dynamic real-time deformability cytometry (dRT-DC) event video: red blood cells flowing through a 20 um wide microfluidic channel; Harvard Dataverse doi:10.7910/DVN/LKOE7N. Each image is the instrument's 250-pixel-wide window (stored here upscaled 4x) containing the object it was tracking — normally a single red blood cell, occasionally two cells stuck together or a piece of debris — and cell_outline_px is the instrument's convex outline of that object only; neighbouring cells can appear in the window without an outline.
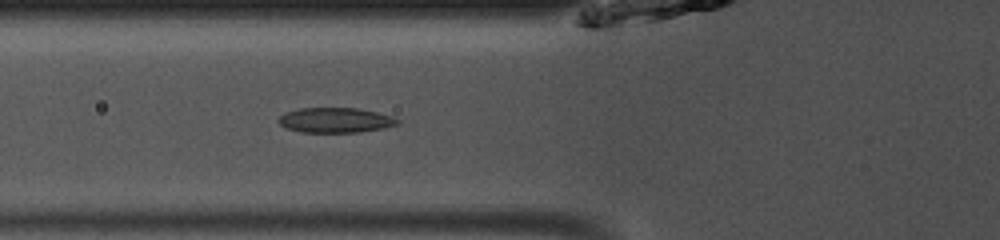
{"species": "common noctule bat (a hibernating species)", "species_latin": "Nyctalus noctula", "temperature_condition": "room temperature", "stored_images_in_passage": 48, "camera_frame_rate_fps": 3000, "um_per_image_px": 0.085, "animal": {"sex": "male", "body_mass_g": 13.0, "forearm_length_mm": 53.1}, "frame": {"image": 1, "passage_image": 19, "time_ms": 6.0, "image_size_px": [1000, 240], "cell_outline_px": [[400, 124], [384, 128], [360, 132], [300, 132], [288, 128], [280, 124], [276, 120], [284, 112], [300, 108], [360, 108], [392, 116], [400, 120]], "centroid_in_image_um": [28.52, 10.21], "position_along_channel_um": 97.3, "area_um2": 17.46}}
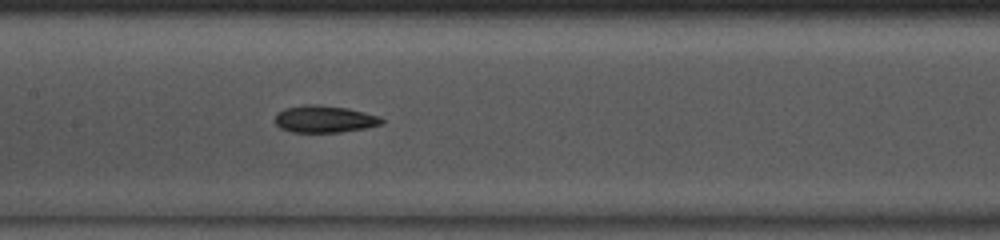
{"frame": {"image": 2, "passage_image": 25, "time_ms": 8.0, "image_size_px": [1000, 240], "cell_outline_px": [[384, 124], [364, 128], [340, 132], [292, 132], [280, 128], [276, 124], [276, 112], [284, 108], [304, 104], [316, 104], [348, 108], [380, 116], [384, 120]], "centroid_in_image_um": [27.58, 10.11], "position_along_channel_um": 179.8, "area_um2": 16.94}}
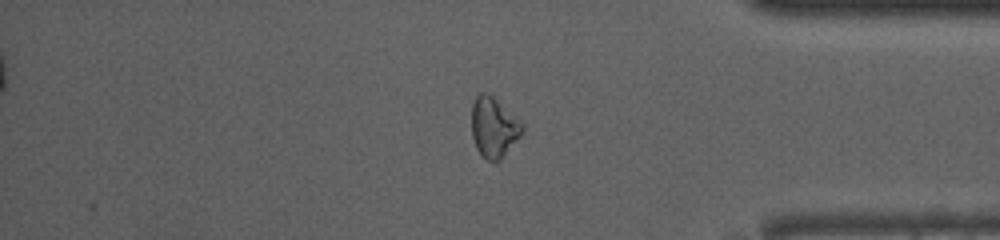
{"frame": {"image": 3, "passage_image": 42, "time_ms": 13.667, "image_size_px": [1000, 240], "cell_outline_px": [[524, 128], [520, 136], [500, 160], [488, 160], [480, 156], [476, 148], [472, 136], [472, 104], [476, 96], [480, 92], [484, 92], [492, 96], [524, 124]], "centroid_in_image_um": [41.95, 10.83], "position_along_channel_um": 393.2, "area_um2": 17.57}}